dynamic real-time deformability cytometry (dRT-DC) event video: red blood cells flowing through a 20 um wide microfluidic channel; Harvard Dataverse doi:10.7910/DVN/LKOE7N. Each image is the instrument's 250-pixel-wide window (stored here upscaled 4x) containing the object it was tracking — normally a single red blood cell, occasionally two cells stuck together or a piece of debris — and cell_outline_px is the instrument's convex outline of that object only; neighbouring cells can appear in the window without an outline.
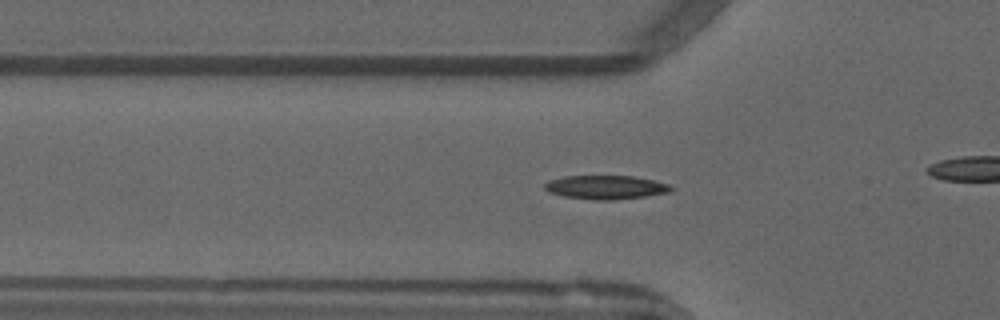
{"species": "common noctule bat (a hibernating species)", "species_latin": "Nyctalus noctula", "temperature_condition": "warm", "stored_images_in_passage": 42, "camera_frame_rate_fps": 3000, "um_per_image_px": 0.085, "animal": {"sex": "male", "forearm_length_mm": 52.5}, "frame": {"image": 1, "passage_image": 18, "time_ms": 5.667, "image_size_px": [1000, 320], "cell_outline_px": [[672, 192], [644, 196], [612, 200], [592, 200], [564, 196], [548, 192], [544, 188], [544, 184], [548, 180], [564, 176], [632, 176], [652, 180], [668, 184], [672, 188]], "centroid_in_image_um": [51.45, 15.92], "position_along_channel_um": 74.4, "area_um2": 17.46}}
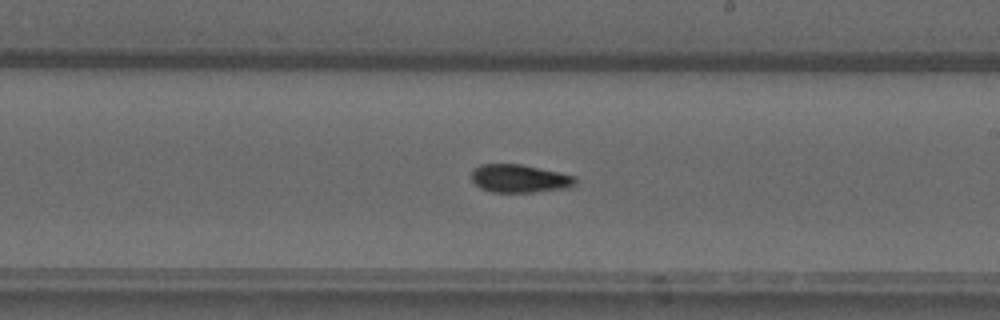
{"frame": {"image": 2, "passage_image": 31, "time_ms": 10.0, "image_size_px": [1000, 320], "cell_outline_px": [[576, 180], [568, 188], [532, 192], [492, 192], [480, 188], [472, 180], [472, 172], [480, 164], [520, 164], [560, 172], [576, 176]], "centroid_in_image_um": [44.16, 15.17], "position_along_channel_um": 244.8, "area_um2": 16.88}}
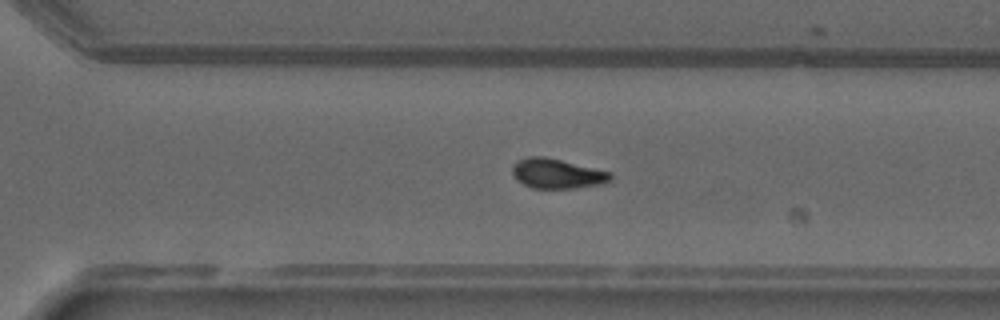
{"frame": {"image": 3, "passage_image": 37, "time_ms": 12.0, "image_size_px": [1000, 320], "cell_outline_px": [[612, 180], [600, 184], [576, 188], [532, 188], [516, 180], [512, 172], [512, 164], [516, 160], [528, 156], [544, 156], [612, 172]], "centroid_in_image_um": [47.32, 14.75], "position_along_channel_um": 323.3, "area_um2": 17.17}}